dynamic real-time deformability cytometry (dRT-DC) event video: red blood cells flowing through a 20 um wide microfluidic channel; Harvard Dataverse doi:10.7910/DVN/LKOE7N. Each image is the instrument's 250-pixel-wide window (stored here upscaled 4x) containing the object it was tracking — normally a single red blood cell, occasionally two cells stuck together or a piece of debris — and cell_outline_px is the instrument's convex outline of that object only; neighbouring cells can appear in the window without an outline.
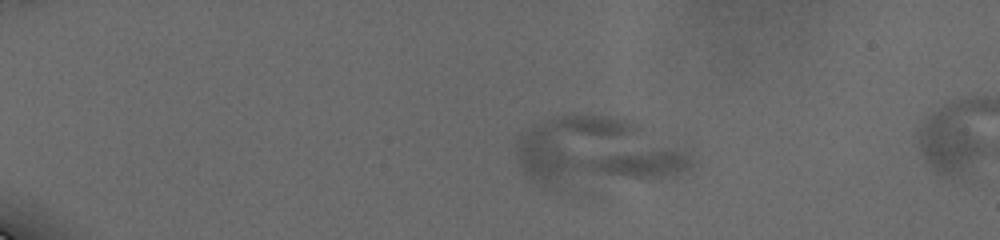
{"species": "human", "species_latin": "Homo sapiens", "temperature_condition": "cold", "stored_images_in_passage": 14, "camera_frame_rate_fps": 3000, "um_per_image_px": 0.085, "donor": {"sex": "male"}, "frame": {"image": 1, "passage_image": 12, "time_ms": 3.0, "image_size_px": [1000, 240], "cell_outline_px": [[696, 160], [692, 168], [676, 176], [548, 188], [524, 176], [516, 156], [516, 144], [520, 136], [524, 132], [536, 124], [560, 116], [604, 116], [624, 120], [684, 148]], "centroid_in_image_um": [50.7, 12.97], "position_along_channel_um": 34.3, "area_um2": 68.9}}